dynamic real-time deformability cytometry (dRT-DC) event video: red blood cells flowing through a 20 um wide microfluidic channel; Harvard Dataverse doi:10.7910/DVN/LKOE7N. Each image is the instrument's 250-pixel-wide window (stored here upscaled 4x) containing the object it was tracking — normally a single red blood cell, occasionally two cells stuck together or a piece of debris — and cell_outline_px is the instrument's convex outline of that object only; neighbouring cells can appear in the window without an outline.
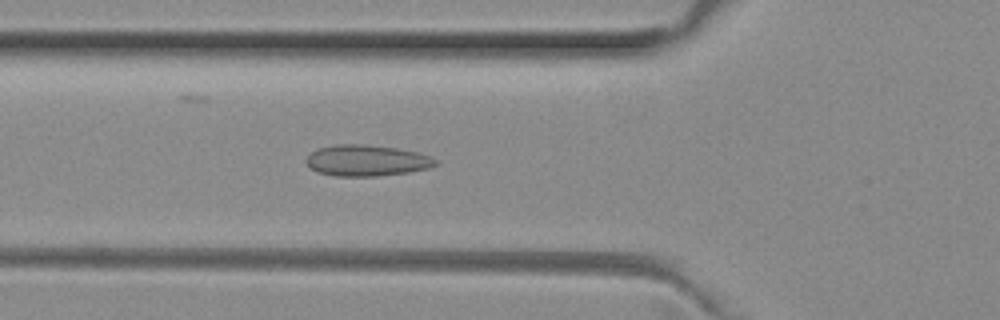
{"species": "common noctule bat (a hibernating species)", "species_latin": "Nyctalus noctula", "temperature_condition": "room temperature", "stored_images_in_passage": 44, "camera_frame_rate_fps": 3000, "um_per_image_px": 0.085, "animal": {"sex": "female", "body_mass_g": 29.2, "forearm_length_mm": 56.3}, "frame": {"image": 1, "passage_image": 18, "time_ms": 5.667, "image_size_px": [1000, 320], "cell_outline_px": [[440, 164], [428, 168], [408, 172], [376, 176], [336, 176], [320, 172], [312, 168], [304, 160], [316, 148], [336, 144], [364, 144], [396, 148], [416, 152], [432, 156]], "centroid_in_image_um": [31.19, 13.63], "position_along_channel_um": 94.6, "area_um2": 23.41}}
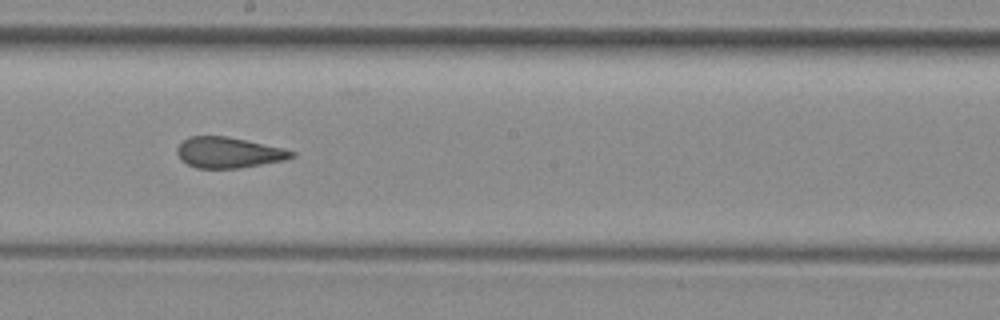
{"frame": {"image": 2, "passage_image": 28, "time_ms": 9.0, "image_size_px": [1000, 320], "cell_outline_px": [[296, 156], [284, 160], [240, 168], [196, 168], [188, 164], [176, 152], [176, 148], [184, 140], [192, 136], [228, 136], [284, 148], [296, 152]], "centroid_in_image_um": [19.47, 12.96], "position_along_channel_um": 228.7, "area_um2": 20.4}}
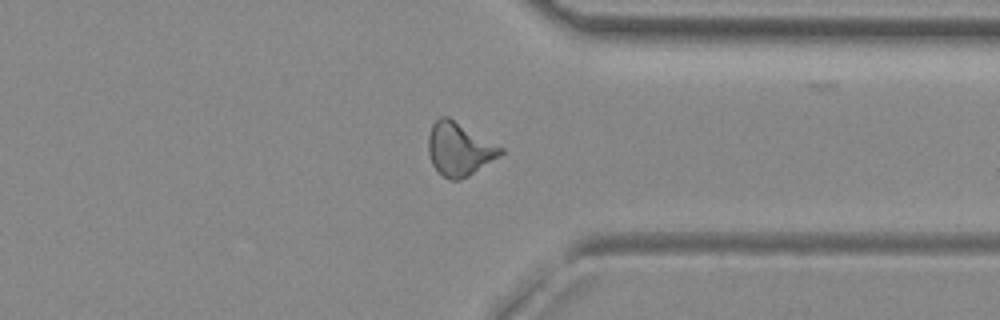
{"frame": {"image": 3, "passage_image": 39, "time_ms": 12.667, "image_size_px": [1000, 320], "cell_outline_px": [[504, 152], [468, 176], [460, 180], [448, 180], [432, 164], [428, 152], [428, 136], [432, 124], [440, 116], [448, 116], [504, 148]], "centroid_in_image_um": [39.01, 12.66], "position_along_channel_um": 372.4, "area_um2": 22.2}, "authors_computed_cell_mechanics": {"area_um2": 21.5016, "velocity_mm_per_s": 4.0097, "shape_relaxation_time_tau1_ms": null, "shape_relaxation_time_tau2_ms": 1.244, "deformation_change_tau1": null, "deformation_change_tau2": 0.081}}